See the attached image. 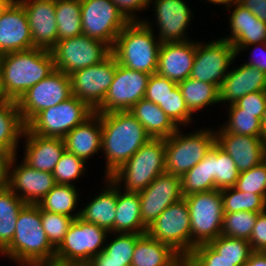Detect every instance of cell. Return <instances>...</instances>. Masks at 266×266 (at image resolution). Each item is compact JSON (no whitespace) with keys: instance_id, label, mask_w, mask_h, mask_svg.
Segmentation results:
<instances>
[{"instance_id":"1","label":"cell","mask_w":266,"mask_h":266,"mask_svg":"<svg viewBox=\"0 0 266 266\" xmlns=\"http://www.w3.org/2000/svg\"><path fill=\"white\" fill-rule=\"evenodd\" d=\"M106 178L125 164L151 137L129 111L101 113Z\"/></svg>"},{"instance_id":"2","label":"cell","mask_w":266,"mask_h":266,"mask_svg":"<svg viewBox=\"0 0 266 266\" xmlns=\"http://www.w3.org/2000/svg\"><path fill=\"white\" fill-rule=\"evenodd\" d=\"M54 71L50 50L32 48L0 55L2 88L9 100L17 102L29 88Z\"/></svg>"},{"instance_id":"3","label":"cell","mask_w":266,"mask_h":266,"mask_svg":"<svg viewBox=\"0 0 266 266\" xmlns=\"http://www.w3.org/2000/svg\"><path fill=\"white\" fill-rule=\"evenodd\" d=\"M150 26L140 19L122 29L111 48L118 64L150 75L157 72L161 43L155 40Z\"/></svg>"},{"instance_id":"4","label":"cell","mask_w":266,"mask_h":266,"mask_svg":"<svg viewBox=\"0 0 266 266\" xmlns=\"http://www.w3.org/2000/svg\"><path fill=\"white\" fill-rule=\"evenodd\" d=\"M1 254L16 262L54 261L55 249L43 229L38 205L26 204L21 209L14 237Z\"/></svg>"},{"instance_id":"5","label":"cell","mask_w":266,"mask_h":266,"mask_svg":"<svg viewBox=\"0 0 266 266\" xmlns=\"http://www.w3.org/2000/svg\"><path fill=\"white\" fill-rule=\"evenodd\" d=\"M166 172L165 139L150 138L125 164L109 178L125 191L140 193L160 174Z\"/></svg>"},{"instance_id":"6","label":"cell","mask_w":266,"mask_h":266,"mask_svg":"<svg viewBox=\"0 0 266 266\" xmlns=\"http://www.w3.org/2000/svg\"><path fill=\"white\" fill-rule=\"evenodd\" d=\"M108 233L94 223L75 218L62 243L55 250L54 261L60 266H85L104 249L102 245Z\"/></svg>"},{"instance_id":"7","label":"cell","mask_w":266,"mask_h":266,"mask_svg":"<svg viewBox=\"0 0 266 266\" xmlns=\"http://www.w3.org/2000/svg\"><path fill=\"white\" fill-rule=\"evenodd\" d=\"M191 224V251L199 244L209 243L221 235L223 227V200L221 190L194 193L184 197Z\"/></svg>"},{"instance_id":"8","label":"cell","mask_w":266,"mask_h":266,"mask_svg":"<svg viewBox=\"0 0 266 266\" xmlns=\"http://www.w3.org/2000/svg\"><path fill=\"white\" fill-rule=\"evenodd\" d=\"M95 113L86 102L76 96L39 112L26 128L42 137L64 138L72 129Z\"/></svg>"},{"instance_id":"9","label":"cell","mask_w":266,"mask_h":266,"mask_svg":"<svg viewBox=\"0 0 266 266\" xmlns=\"http://www.w3.org/2000/svg\"><path fill=\"white\" fill-rule=\"evenodd\" d=\"M178 129L165 138L166 172L182 177L198 164L215 144L213 130H200L192 134H181Z\"/></svg>"},{"instance_id":"10","label":"cell","mask_w":266,"mask_h":266,"mask_svg":"<svg viewBox=\"0 0 266 266\" xmlns=\"http://www.w3.org/2000/svg\"><path fill=\"white\" fill-rule=\"evenodd\" d=\"M50 51L55 70L67 75L98 64L112 53L108 44L85 34L59 40Z\"/></svg>"},{"instance_id":"11","label":"cell","mask_w":266,"mask_h":266,"mask_svg":"<svg viewBox=\"0 0 266 266\" xmlns=\"http://www.w3.org/2000/svg\"><path fill=\"white\" fill-rule=\"evenodd\" d=\"M146 233L155 240L169 245L179 255L188 256L191 252V224L185 199L169 205L147 227Z\"/></svg>"},{"instance_id":"12","label":"cell","mask_w":266,"mask_h":266,"mask_svg":"<svg viewBox=\"0 0 266 266\" xmlns=\"http://www.w3.org/2000/svg\"><path fill=\"white\" fill-rule=\"evenodd\" d=\"M129 23L111 0H81L83 34L113 47L122 29Z\"/></svg>"},{"instance_id":"13","label":"cell","mask_w":266,"mask_h":266,"mask_svg":"<svg viewBox=\"0 0 266 266\" xmlns=\"http://www.w3.org/2000/svg\"><path fill=\"white\" fill-rule=\"evenodd\" d=\"M70 76L55 70L47 78L29 88L17 101L21 118L27 125L39 112L71 97Z\"/></svg>"},{"instance_id":"14","label":"cell","mask_w":266,"mask_h":266,"mask_svg":"<svg viewBox=\"0 0 266 266\" xmlns=\"http://www.w3.org/2000/svg\"><path fill=\"white\" fill-rule=\"evenodd\" d=\"M117 61L111 53L98 64L70 74L71 94L96 110L103 102L113 81Z\"/></svg>"},{"instance_id":"15","label":"cell","mask_w":266,"mask_h":266,"mask_svg":"<svg viewBox=\"0 0 266 266\" xmlns=\"http://www.w3.org/2000/svg\"><path fill=\"white\" fill-rule=\"evenodd\" d=\"M149 77L150 74L117 63L113 81L95 113L129 111L139 100L144 99Z\"/></svg>"},{"instance_id":"16","label":"cell","mask_w":266,"mask_h":266,"mask_svg":"<svg viewBox=\"0 0 266 266\" xmlns=\"http://www.w3.org/2000/svg\"><path fill=\"white\" fill-rule=\"evenodd\" d=\"M238 56L233 45L224 39L209 43H196V53L190 77L220 87L229 70L228 67Z\"/></svg>"},{"instance_id":"17","label":"cell","mask_w":266,"mask_h":266,"mask_svg":"<svg viewBox=\"0 0 266 266\" xmlns=\"http://www.w3.org/2000/svg\"><path fill=\"white\" fill-rule=\"evenodd\" d=\"M142 222L149 227L169 206L184 198L181 177L164 172L139 193Z\"/></svg>"},{"instance_id":"18","label":"cell","mask_w":266,"mask_h":266,"mask_svg":"<svg viewBox=\"0 0 266 266\" xmlns=\"http://www.w3.org/2000/svg\"><path fill=\"white\" fill-rule=\"evenodd\" d=\"M215 132V143L229 154L240 173L266 160V137L237 135L222 128Z\"/></svg>"},{"instance_id":"19","label":"cell","mask_w":266,"mask_h":266,"mask_svg":"<svg viewBox=\"0 0 266 266\" xmlns=\"http://www.w3.org/2000/svg\"><path fill=\"white\" fill-rule=\"evenodd\" d=\"M26 12L33 46L51 50L58 42L56 0H17Z\"/></svg>"},{"instance_id":"20","label":"cell","mask_w":266,"mask_h":266,"mask_svg":"<svg viewBox=\"0 0 266 266\" xmlns=\"http://www.w3.org/2000/svg\"><path fill=\"white\" fill-rule=\"evenodd\" d=\"M16 156L11 160L10 169L12 166L14 169L10 170L9 188L26 204L37 205L56 185L54 176L51 172L36 170L24 161L14 167Z\"/></svg>"},{"instance_id":"21","label":"cell","mask_w":266,"mask_h":266,"mask_svg":"<svg viewBox=\"0 0 266 266\" xmlns=\"http://www.w3.org/2000/svg\"><path fill=\"white\" fill-rule=\"evenodd\" d=\"M35 48L24 7L14 0L0 18V55Z\"/></svg>"},{"instance_id":"22","label":"cell","mask_w":266,"mask_h":266,"mask_svg":"<svg viewBox=\"0 0 266 266\" xmlns=\"http://www.w3.org/2000/svg\"><path fill=\"white\" fill-rule=\"evenodd\" d=\"M149 0V4H151ZM184 0H154L157 25L159 30V41L173 43L188 41L184 34L191 21V10Z\"/></svg>"},{"instance_id":"23","label":"cell","mask_w":266,"mask_h":266,"mask_svg":"<svg viewBox=\"0 0 266 266\" xmlns=\"http://www.w3.org/2000/svg\"><path fill=\"white\" fill-rule=\"evenodd\" d=\"M196 53V43L188 40L163 43L158 53L157 74L180 83L190 77Z\"/></svg>"},{"instance_id":"24","label":"cell","mask_w":266,"mask_h":266,"mask_svg":"<svg viewBox=\"0 0 266 266\" xmlns=\"http://www.w3.org/2000/svg\"><path fill=\"white\" fill-rule=\"evenodd\" d=\"M234 5L229 20L232 35L221 39L229 41L235 48L236 54L251 45L266 43V23L238 2Z\"/></svg>"},{"instance_id":"25","label":"cell","mask_w":266,"mask_h":266,"mask_svg":"<svg viewBox=\"0 0 266 266\" xmlns=\"http://www.w3.org/2000/svg\"><path fill=\"white\" fill-rule=\"evenodd\" d=\"M23 136L27 140L23 161L36 170L52 173L66 150L64 140L42 137L31 133L27 128H25Z\"/></svg>"},{"instance_id":"26","label":"cell","mask_w":266,"mask_h":266,"mask_svg":"<svg viewBox=\"0 0 266 266\" xmlns=\"http://www.w3.org/2000/svg\"><path fill=\"white\" fill-rule=\"evenodd\" d=\"M255 91H266V74L244 63L226 74L219 87L220 102L233 104L244 95Z\"/></svg>"},{"instance_id":"27","label":"cell","mask_w":266,"mask_h":266,"mask_svg":"<svg viewBox=\"0 0 266 266\" xmlns=\"http://www.w3.org/2000/svg\"><path fill=\"white\" fill-rule=\"evenodd\" d=\"M63 140L66 151L84 161L100 151L102 144L101 113H94L85 122L72 129Z\"/></svg>"},{"instance_id":"28","label":"cell","mask_w":266,"mask_h":266,"mask_svg":"<svg viewBox=\"0 0 266 266\" xmlns=\"http://www.w3.org/2000/svg\"><path fill=\"white\" fill-rule=\"evenodd\" d=\"M106 179L109 187L80 211L79 218L114 233L118 185L110 178Z\"/></svg>"},{"instance_id":"29","label":"cell","mask_w":266,"mask_h":266,"mask_svg":"<svg viewBox=\"0 0 266 266\" xmlns=\"http://www.w3.org/2000/svg\"><path fill=\"white\" fill-rule=\"evenodd\" d=\"M129 112L143 125L151 138H168L179 128L155 103L139 100Z\"/></svg>"},{"instance_id":"30","label":"cell","mask_w":266,"mask_h":266,"mask_svg":"<svg viewBox=\"0 0 266 266\" xmlns=\"http://www.w3.org/2000/svg\"><path fill=\"white\" fill-rule=\"evenodd\" d=\"M147 227L142 222L139 193L120 192L117 187V204L114 234H145Z\"/></svg>"},{"instance_id":"31","label":"cell","mask_w":266,"mask_h":266,"mask_svg":"<svg viewBox=\"0 0 266 266\" xmlns=\"http://www.w3.org/2000/svg\"><path fill=\"white\" fill-rule=\"evenodd\" d=\"M25 128L17 102L9 99L0 102V152L16 155Z\"/></svg>"},{"instance_id":"32","label":"cell","mask_w":266,"mask_h":266,"mask_svg":"<svg viewBox=\"0 0 266 266\" xmlns=\"http://www.w3.org/2000/svg\"><path fill=\"white\" fill-rule=\"evenodd\" d=\"M179 254L147 233L136 241L131 266H169Z\"/></svg>"},{"instance_id":"33","label":"cell","mask_w":266,"mask_h":266,"mask_svg":"<svg viewBox=\"0 0 266 266\" xmlns=\"http://www.w3.org/2000/svg\"><path fill=\"white\" fill-rule=\"evenodd\" d=\"M208 169L209 179L215 184V189L235 187L240 172L229 154L216 143L208 151Z\"/></svg>"},{"instance_id":"34","label":"cell","mask_w":266,"mask_h":266,"mask_svg":"<svg viewBox=\"0 0 266 266\" xmlns=\"http://www.w3.org/2000/svg\"><path fill=\"white\" fill-rule=\"evenodd\" d=\"M25 205L10 188L0 191V253L11 243L18 214Z\"/></svg>"},{"instance_id":"35","label":"cell","mask_w":266,"mask_h":266,"mask_svg":"<svg viewBox=\"0 0 266 266\" xmlns=\"http://www.w3.org/2000/svg\"><path fill=\"white\" fill-rule=\"evenodd\" d=\"M178 87L192 114L208 105L220 102L219 87L215 84L189 77L178 83Z\"/></svg>"},{"instance_id":"36","label":"cell","mask_w":266,"mask_h":266,"mask_svg":"<svg viewBox=\"0 0 266 266\" xmlns=\"http://www.w3.org/2000/svg\"><path fill=\"white\" fill-rule=\"evenodd\" d=\"M58 41L83 34L81 0H56Z\"/></svg>"},{"instance_id":"37","label":"cell","mask_w":266,"mask_h":266,"mask_svg":"<svg viewBox=\"0 0 266 266\" xmlns=\"http://www.w3.org/2000/svg\"><path fill=\"white\" fill-rule=\"evenodd\" d=\"M78 194L73 184H56L50 192L37 204L42 210L78 218L80 212L72 214L76 209Z\"/></svg>"},{"instance_id":"38","label":"cell","mask_w":266,"mask_h":266,"mask_svg":"<svg viewBox=\"0 0 266 266\" xmlns=\"http://www.w3.org/2000/svg\"><path fill=\"white\" fill-rule=\"evenodd\" d=\"M223 212L250 211L260 213L266 210V200L259 194L243 192L235 187L221 190Z\"/></svg>"},{"instance_id":"39","label":"cell","mask_w":266,"mask_h":266,"mask_svg":"<svg viewBox=\"0 0 266 266\" xmlns=\"http://www.w3.org/2000/svg\"><path fill=\"white\" fill-rule=\"evenodd\" d=\"M229 110V123L223 125L224 131L243 136L266 137L257 113L242 112L235 103L230 104Z\"/></svg>"},{"instance_id":"40","label":"cell","mask_w":266,"mask_h":266,"mask_svg":"<svg viewBox=\"0 0 266 266\" xmlns=\"http://www.w3.org/2000/svg\"><path fill=\"white\" fill-rule=\"evenodd\" d=\"M181 185L184 197L215 189V184L209 179L208 152L198 164L181 177Z\"/></svg>"},{"instance_id":"41","label":"cell","mask_w":266,"mask_h":266,"mask_svg":"<svg viewBox=\"0 0 266 266\" xmlns=\"http://www.w3.org/2000/svg\"><path fill=\"white\" fill-rule=\"evenodd\" d=\"M258 214L250 211L224 213L221 235L249 241Z\"/></svg>"},{"instance_id":"42","label":"cell","mask_w":266,"mask_h":266,"mask_svg":"<svg viewBox=\"0 0 266 266\" xmlns=\"http://www.w3.org/2000/svg\"><path fill=\"white\" fill-rule=\"evenodd\" d=\"M40 213L42 226L47 239L51 246L56 250L62 243L64 236L68 232V229L74 219L67 215L49 212L42 210L41 208Z\"/></svg>"},{"instance_id":"43","label":"cell","mask_w":266,"mask_h":266,"mask_svg":"<svg viewBox=\"0 0 266 266\" xmlns=\"http://www.w3.org/2000/svg\"><path fill=\"white\" fill-rule=\"evenodd\" d=\"M209 244L227 260H248L254 252L249 241L219 235Z\"/></svg>"},{"instance_id":"44","label":"cell","mask_w":266,"mask_h":266,"mask_svg":"<svg viewBox=\"0 0 266 266\" xmlns=\"http://www.w3.org/2000/svg\"><path fill=\"white\" fill-rule=\"evenodd\" d=\"M190 266H243L248 260H227L209 243L196 245L188 255Z\"/></svg>"},{"instance_id":"45","label":"cell","mask_w":266,"mask_h":266,"mask_svg":"<svg viewBox=\"0 0 266 266\" xmlns=\"http://www.w3.org/2000/svg\"><path fill=\"white\" fill-rule=\"evenodd\" d=\"M85 162L65 150L52 172L55 183L71 185L70 181L76 180L85 172Z\"/></svg>"},{"instance_id":"46","label":"cell","mask_w":266,"mask_h":266,"mask_svg":"<svg viewBox=\"0 0 266 266\" xmlns=\"http://www.w3.org/2000/svg\"><path fill=\"white\" fill-rule=\"evenodd\" d=\"M158 106L177 126H180L181 123L186 125L192 120V113L189 111L178 85Z\"/></svg>"},{"instance_id":"47","label":"cell","mask_w":266,"mask_h":266,"mask_svg":"<svg viewBox=\"0 0 266 266\" xmlns=\"http://www.w3.org/2000/svg\"><path fill=\"white\" fill-rule=\"evenodd\" d=\"M235 188L243 192L259 194L266 200V160L241 172Z\"/></svg>"},{"instance_id":"48","label":"cell","mask_w":266,"mask_h":266,"mask_svg":"<svg viewBox=\"0 0 266 266\" xmlns=\"http://www.w3.org/2000/svg\"><path fill=\"white\" fill-rule=\"evenodd\" d=\"M141 235L135 233H117V237L105 245L103 251L108 255V259L132 261L136 241Z\"/></svg>"},{"instance_id":"49","label":"cell","mask_w":266,"mask_h":266,"mask_svg":"<svg viewBox=\"0 0 266 266\" xmlns=\"http://www.w3.org/2000/svg\"><path fill=\"white\" fill-rule=\"evenodd\" d=\"M177 85V83L157 73L151 74L147 83L144 99L159 105Z\"/></svg>"},{"instance_id":"50","label":"cell","mask_w":266,"mask_h":266,"mask_svg":"<svg viewBox=\"0 0 266 266\" xmlns=\"http://www.w3.org/2000/svg\"><path fill=\"white\" fill-rule=\"evenodd\" d=\"M235 104L242 109V112L257 113L261 120L265 110L266 91H255L244 95Z\"/></svg>"},{"instance_id":"51","label":"cell","mask_w":266,"mask_h":266,"mask_svg":"<svg viewBox=\"0 0 266 266\" xmlns=\"http://www.w3.org/2000/svg\"><path fill=\"white\" fill-rule=\"evenodd\" d=\"M249 243L253 251L266 249V210L258 214Z\"/></svg>"},{"instance_id":"52","label":"cell","mask_w":266,"mask_h":266,"mask_svg":"<svg viewBox=\"0 0 266 266\" xmlns=\"http://www.w3.org/2000/svg\"><path fill=\"white\" fill-rule=\"evenodd\" d=\"M119 9V11L129 21H140L138 17L132 14L134 11H141L148 7L149 0H111ZM138 18V19H136Z\"/></svg>"},{"instance_id":"53","label":"cell","mask_w":266,"mask_h":266,"mask_svg":"<svg viewBox=\"0 0 266 266\" xmlns=\"http://www.w3.org/2000/svg\"><path fill=\"white\" fill-rule=\"evenodd\" d=\"M12 157V155L0 152V191H4L9 188V172Z\"/></svg>"},{"instance_id":"54","label":"cell","mask_w":266,"mask_h":266,"mask_svg":"<svg viewBox=\"0 0 266 266\" xmlns=\"http://www.w3.org/2000/svg\"><path fill=\"white\" fill-rule=\"evenodd\" d=\"M238 3L266 23V0H238Z\"/></svg>"},{"instance_id":"55","label":"cell","mask_w":266,"mask_h":266,"mask_svg":"<svg viewBox=\"0 0 266 266\" xmlns=\"http://www.w3.org/2000/svg\"><path fill=\"white\" fill-rule=\"evenodd\" d=\"M131 262L132 261H116L108 259V255L102 250L85 266H131Z\"/></svg>"},{"instance_id":"56","label":"cell","mask_w":266,"mask_h":266,"mask_svg":"<svg viewBox=\"0 0 266 266\" xmlns=\"http://www.w3.org/2000/svg\"><path fill=\"white\" fill-rule=\"evenodd\" d=\"M243 266H266V255L263 251H254Z\"/></svg>"},{"instance_id":"57","label":"cell","mask_w":266,"mask_h":266,"mask_svg":"<svg viewBox=\"0 0 266 266\" xmlns=\"http://www.w3.org/2000/svg\"><path fill=\"white\" fill-rule=\"evenodd\" d=\"M263 45L266 48V43H263ZM265 48H263V50L265 52H264V54L262 53V55H261L262 57L260 56L259 58H257V56H256V58L250 59V61L246 62L245 64L256 67L257 69H260L261 71H263L266 74V54H265L266 49Z\"/></svg>"},{"instance_id":"58","label":"cell","mask_w":266,"mask_h":266,"mask_svg":"<svg viewBox=\"0 0 266 266\" xmlns=\"http://www.w3.org/2000/svg\"><path fill=\"white\" fill-rule=\"evenodd\" d=\"M21 266H60L55 261H32V262H18Z\"/></svg>"},{"instance_id":"59","label":"cell","mask_w":266,"mask_h":266,"mask_svg":"<svg viewBox=\"0 0 266 266\" xmlns=\"http://www.w3.org/2000/svg\"><path fill=\"white\" fill-rule=\"evenodd\" d=\"M169 266H190L188 256L179 255Z\"/></svg>"},{"instance_id":"60","label":"cell","mask_w":266,"mask_h":266,"mask_svg":"<svg viewBox=\"0 0 266 266\" xmlns=\"http://www.w3.org/2000/svg\"><path fill=\"white\" fill-rule=\"evenodd\" d=\"M211 2L212 4H226V8L230 6H234L232 4L238 2L237 0H207Z\"/></svg>"},{"instance_id":"61","label":"cell","mask_w":266,"mask_h":266,"mask_svg":"<svg viewBox=\"0 0 266 266\" xmlns=\"http://www.w3.org/2000/svg\"><path fill=\"white\" fill-rule=\"evenodd\" d=\"M14 0H0V18L3 12L7 9V7L13 2Z\"/></svg>"},{"instance_id":"62","label":"cell","mask_w":266,"mask_h":266,"mask_svg":"<svg viewBox=\"0 0 266 266\" xmlns=\"http://www.w3.org/2000/svg\"><path fill=\"white\" fill-rule=\"evenodd\" d=\"M261 126H262L264 133L266 134V104H265L264 113H263L262 118H261Z\"/></svg>"},{"instance_id":"63","label":"cell","mask_w":266,"mask_h":266,"mask_svg":"<svg viewBox=\"0 0 266 266\" xmlns=\"http://www.w3.org/2000/svg\"><path fill=\"white\" fill-rule=\"evenodd\" d=\"M8 100L2 88L1 74H0V102Z\"/></svg>"}]
</instances>
